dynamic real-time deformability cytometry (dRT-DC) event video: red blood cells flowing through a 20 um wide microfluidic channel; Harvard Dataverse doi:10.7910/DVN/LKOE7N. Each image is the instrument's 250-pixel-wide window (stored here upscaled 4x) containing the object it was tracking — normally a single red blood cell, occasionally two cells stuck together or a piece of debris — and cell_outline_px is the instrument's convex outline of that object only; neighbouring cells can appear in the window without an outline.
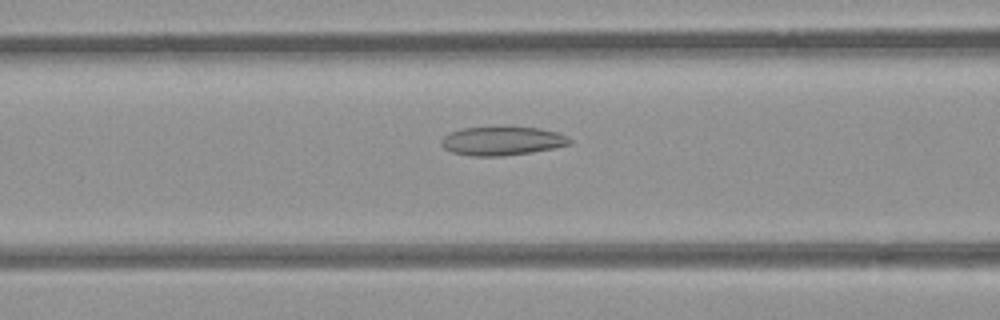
{"species": "common noctule bat (a hibernating species)", "species_latin": "Nyctalus noctula", "temperature_condition": "room temperature", "stored_images_in_passage": 35, "camera_frame_rate_fps": 3000, "um_per_image_px": 0.085, "animal": {"sex": "female", "body_mass_g": 21.9}, "frame": {"image": 1, "passage_image": 14, "time_ms": 4.333, "image_size_px": [1000, 320], "cell_outline_px": [[572, 144], [532, 152], [504, 156], [472, 156], [452, 152], [444, 148], [440, 144], [440, 140], [448, 132], [460, 128], [540, 128], [556, 132], [568, 136], [572, 140]], "centroid_in_image_um": [42.66, 11.99], "position_along_channel_um": 123.9, "area_um2": 21.39}}
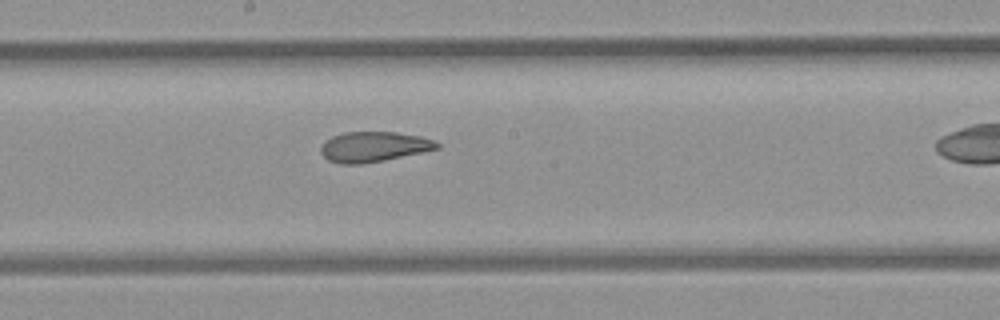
{"frame": {"image": 2, "passage_image": 21, "time_ms": 6.667, "image_size_px": [1000, 320], "cell_outline_px": [[440, 148], [384, 160], [360, 164], [340, 164], [328, 160], [320, 152], [320, 148], [332, 136], [344, 132], [396, 132], [420, 136], [436, 140], [440, 144]], "centroid_in_image_um": [31.79, 12.47], "position_along_channel_um": 216.4, "area_um2": 20.35}}
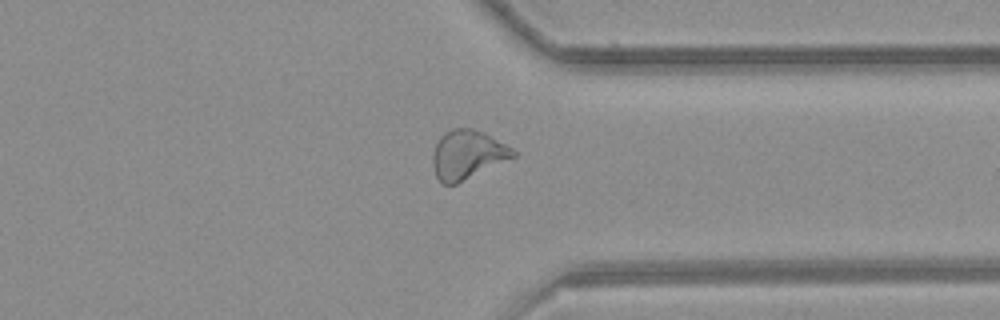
{"frame": {"image": 3, "passage_image": 33, "time_ms": 10.667, "image_size_px": [1000, 320], "cell_outline_px": [[516, 156], [456, 184], [444, 184], [436, 176], [432, 164], [432, 156], [436, 144], [440, 136], [444, 132], [452, 128], [472, 128], [484, 132], [512, 148], [516, 152]], "centroid_in_image_um": [39.71, 13.13], "position_along_channel_um": 371.7, "area_um2": 22.77}}